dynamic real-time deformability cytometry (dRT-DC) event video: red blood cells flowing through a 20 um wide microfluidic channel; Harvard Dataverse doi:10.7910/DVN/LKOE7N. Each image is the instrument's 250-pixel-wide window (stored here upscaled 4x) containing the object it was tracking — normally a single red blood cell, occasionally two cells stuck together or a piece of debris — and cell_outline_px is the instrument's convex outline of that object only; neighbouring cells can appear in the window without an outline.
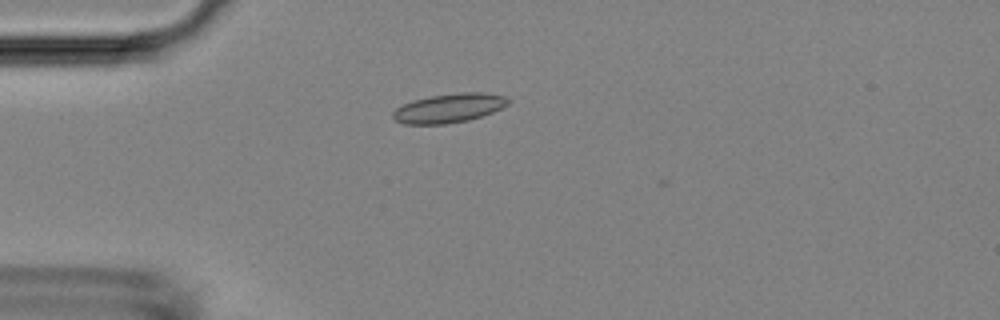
{"species": "Egyptian fruit bat (a non-hibernating species)", "species_latin": "Rousettus aegyptiacus", "temperature_condition": "room temperature", "stored_images_in_passage": 2, "camera_frame_rate_fps": 3000, "um_per_image_px": 0.085, "animal": {"sex": "female"}, "frame": {"image": 1, "passage_image": 1, "time_ms": 0.0, "image_size_px": [1000, 320], "cell_outline_px": [[512, 100], [508, 104], [492, 112], [468, 120], [444, 124], [404, 124], [396, 120], [392, 116], [392, 112], [396, 108], [412, 100], [432, 96], [460, 92], [484, 92], [508, 96]], "centroid_in_image_um": [38.19, 9.17], "position_along_channel_um": 46.8, "area_um2": 19.54}}